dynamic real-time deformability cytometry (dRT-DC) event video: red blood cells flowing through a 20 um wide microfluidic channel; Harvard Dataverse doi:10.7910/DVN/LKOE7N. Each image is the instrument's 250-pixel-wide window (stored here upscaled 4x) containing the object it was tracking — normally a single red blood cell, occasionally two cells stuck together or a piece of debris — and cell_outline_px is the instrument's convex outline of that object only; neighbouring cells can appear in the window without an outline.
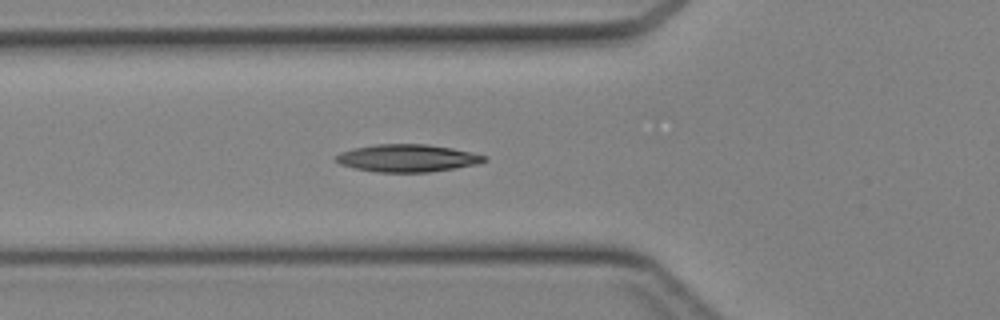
{"species": "Egyptian fruit bat (a non-hibernating species)", "species_latin": "Rousettus aegyptiacus", "temperature_condition": "cold", "stored_images_in_passage": 24, "camera_frame_rate_fps": 3000, "um_per_image_px": 0.085, "animal": {"sex": "female"}, "frame": {"image": 1, "passage_image": 2, "time_ms": 0.333, "image_size_px": [1000, 320], "cell_outline_px": [[488, 160], [480, 164], [456, 168], [428, 172], [376, 172], [356, 168], [340, 164], [336, 160], [336, 156], [340, 152], [352, 148], [376, 144], [428, 144], [452, 148], [472, 152], [488, 156]], "centroid_in_image_um": [34.68, 13.43], "position_along_channel_um": 91.1, "area_um2": 23.93}}
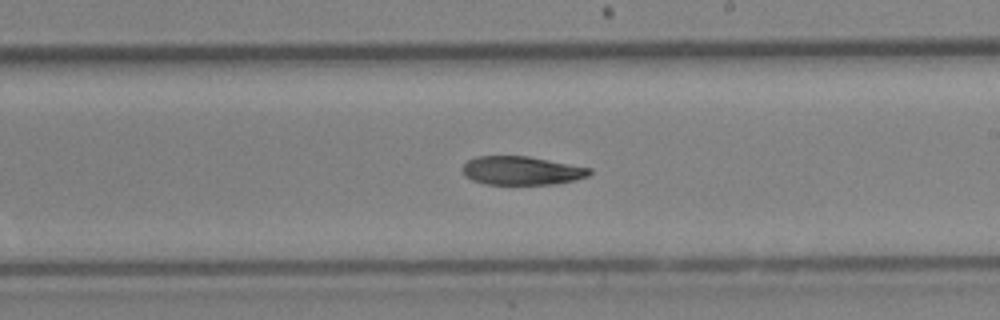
{"frame": {"image": 2, "passage_image": 12, "time_ms": 3.667, "image_size_px": [1000, 320], "cell_outline_px": [[592, 172], [588, 176], [576, 180], [556, 184], [484, 184], [472, 180], [464, 176], [460, 168], [468, 160], [476, 156], [528, 156], [592, 168]], "centroid_in_image_um": [44.32, 14.5], "position_along_channel_um": 244.7, "area_um2": 21.39}}
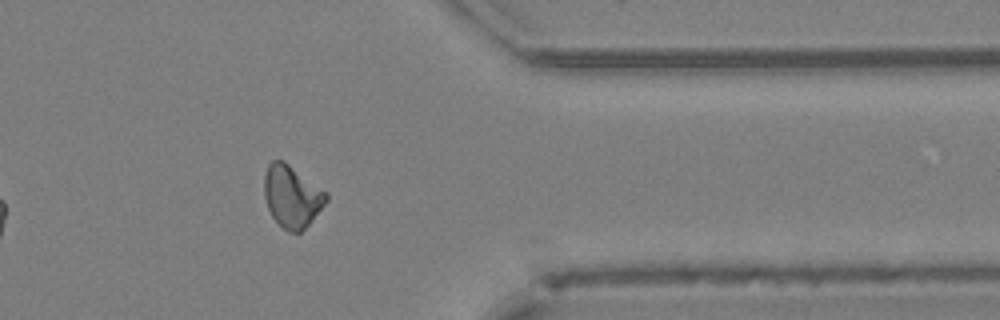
{"frame": {"image": 3, "passage_image": 22, "time_ms": 7.0, "image_size_px": [1000, 320], "cell_outline_px": [[328, 200], [312, 220], [300, 232], [288, 232], [272, 216], [268, 208], [264, 196], [264, 176], [268, 164], [272, 160], [284, 160], [328, 192]], "centroid_in_image_um": [24.82, 16.66], "position_along_channel_um": 386.6, "area_um2": 22.43}}